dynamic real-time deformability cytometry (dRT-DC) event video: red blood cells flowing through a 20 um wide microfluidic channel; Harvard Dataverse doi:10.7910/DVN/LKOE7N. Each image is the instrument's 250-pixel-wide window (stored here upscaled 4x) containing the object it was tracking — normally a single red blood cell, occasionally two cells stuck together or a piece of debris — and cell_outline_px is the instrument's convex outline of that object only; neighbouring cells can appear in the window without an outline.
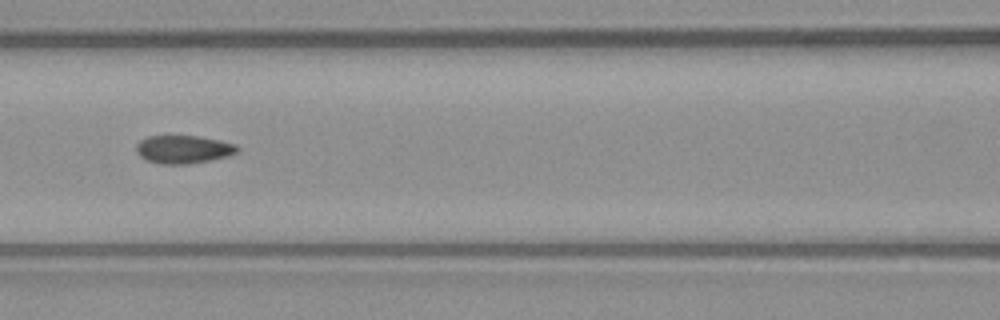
{"species": "common noctule bat (a hibernating species)", "species_latin": "Nyctalus noctula", "temperature_condition": "warm", "stored_images_in_passage": 52, "segment_of_instrument_passage": [2, 2], "camera_frame_rate_fps": 3000, "um_per_image_px": 0.085, "animal": {"sex": "male", "body_mass_g": 23.1, "forearm_length_mm": 52.7}, "frame": {"image": 1, "passage_image": 23, "time_ms": 7.333, "image_size_px": [1000, 320], "cell_outline_px": [[240, 148], [236, 152], [228, 156], [212, 160], [188, 164], [164, 164], [144, 160], [136, 152], [136, 144], [140, 140], [148, 136], [196, 136], [220, 140], [236, 144]], "centroid_in_image_um": [15.58, 12.7], "position_along_channel_um": 151.0, "area_um2": 16.65}}
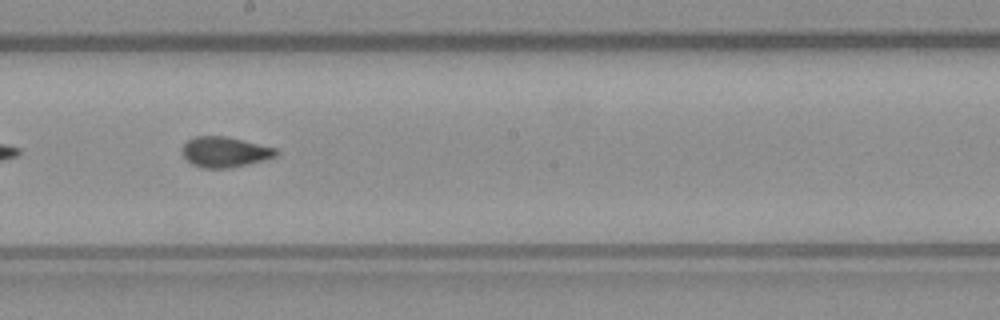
{"frame": {"image": 2, "passage_image": 29, "time_ms": 9.333, "image_size_px": [1000, 320], "cell_outline_px": [[280, 152], [276, 156], [264, 160], [232, 168], [204, 168], [192, 164], [184, 156], [180, 148], [188, 140], [196, 136], [224, 136], [276, 148]], "centroid_in_image_um": [19.11, 12.92], "position_along_channel_um": 229.1, "area_um2": 16.59}}
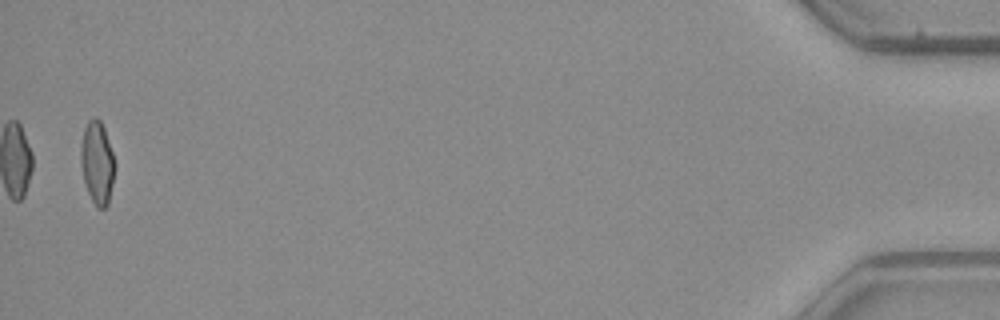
{"frame": {"image": 3, "passage_image": 52, "time_ms": 17.0, "image_size_px": [1000, 320], "cell_outline_px": [[116, 168], [108, 204], [104, 208], [96, 208], [84, 184], [80, 160], [80, 148], [84, 128], [88, 120], [92, 116], [96, 116], [100, 120], [104, 128], [116, 164]], "centroid_in_image_um": [8.26, 13.82], "position_along_channel_um": 426.9, "area_um2": 16.7}}